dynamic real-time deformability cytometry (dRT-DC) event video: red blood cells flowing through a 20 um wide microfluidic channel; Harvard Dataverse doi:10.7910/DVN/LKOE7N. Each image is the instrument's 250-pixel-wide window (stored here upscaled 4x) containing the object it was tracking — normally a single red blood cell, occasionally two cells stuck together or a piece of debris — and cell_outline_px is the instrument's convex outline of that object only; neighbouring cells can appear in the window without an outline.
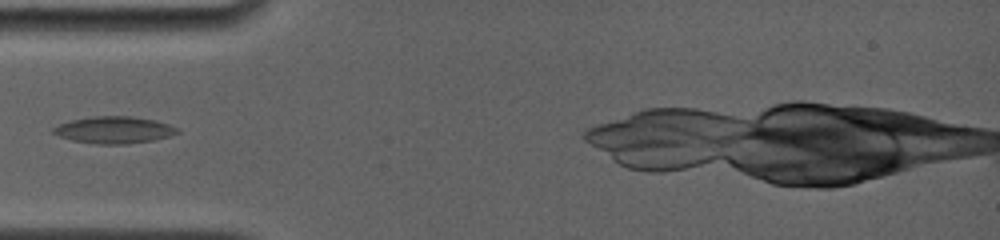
{"species": "common noctule bat (a hibernating species)", "species_latin": "Nyctalus noctula", "temperature_condition": "room temperature", "stored_images_in_passage": 30, "camera_frame_rate_fps": 4000, "um_per_image_px": 0.085, "animal": {"sex": "female", "body_mass_g": 19.0, "forearm_length_mm": 56.7}, "frame": {"image": 1, "passage_image": 7, "time_ms": 3.75, "image_size_px": [1000, 240], "cell_outline_px": [[180, 132], [168, 136], [152, 140], [124, 144], [96, 144], [72, 140], [60, 136], [52, 132], [52, 128], [60, 124], [72, 120], [92, 116], [132, 116], [156, 120], [180, 128]], "centroid_in_image_um": [9.72, 11.04], "position_along_channel_um": 75.3, "area_um2": 19.36}}
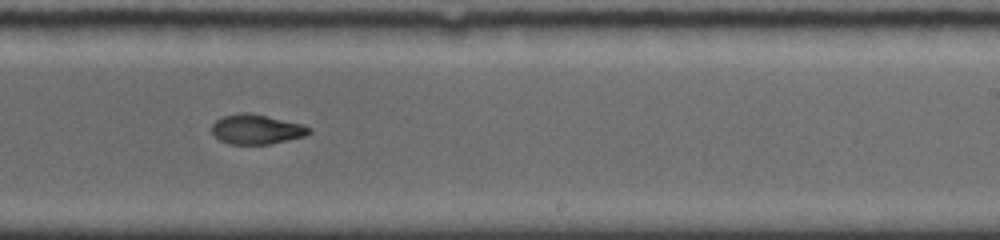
{"frame": {"image": 2, "passage_image": 18, "time_ms": 8.75, "image_size_px": [1000, 240], "cell_outline_px": [[312, 132], [304, 136], [288, 140], [268, 144], [228, 144], [220, 140], [212, 132], [212, 124], [216, 120], [224, 116], [244, 112], [248, 112], [304, 124], [312, 128]], "centroid_in_image_um": [21.83, 10.99], "position_along_channel_um": 267.2, "area_um2": 16.82}}
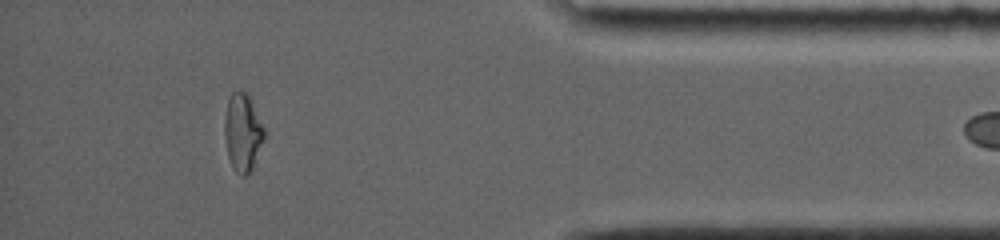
{"frame": {"image": 3, "passage_image": 27, "time_ms": 13.25, "image_size_px": [1000, 240], "cell_outline_px": [[264, 140], [252, 168], [244, 176], [240, 176], [232, 168], [228, 156], [224, 136], [224, 120], [228, 100], [232, 92], [244, 92], [248, 96], [264, 128]], "centroid_in_image_um": [20.6, 11.3], "position_along_channel_um": 414.6, "area_um2": 17.63}}